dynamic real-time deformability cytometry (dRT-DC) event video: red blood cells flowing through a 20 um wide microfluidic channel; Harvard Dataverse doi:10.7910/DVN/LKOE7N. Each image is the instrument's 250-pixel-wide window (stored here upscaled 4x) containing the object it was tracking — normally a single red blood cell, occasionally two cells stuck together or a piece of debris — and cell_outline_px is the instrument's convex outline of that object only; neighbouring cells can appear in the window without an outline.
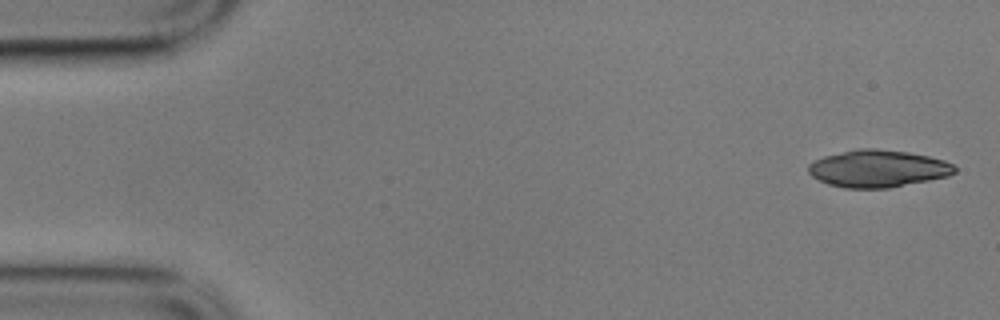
{"species": "common noctule bat (a hibernating species)", "species_latin": "Nyctalus noctula", "temperature_condition": "cold", "stored_images_in_passage": 5, "camera_frame_rate_fps": 3000, "um_per_image_px": 0.085, "animal": {"sex": "male", "body_mass_g": 17.9}, "frame": {"image": 1, "passage_image": 1, "time_ms": 0.0, "image_size_px": [1000, 320], "cell_outline_px": [[956, 172], [948, 176], [888, 188], [844, 188], [828, 184], [812, 176], [808, 172], [808, 164], [824, 156], [856, 148], [876, 148], [908, 152], [928, 156], [944, 160], [952, 164], [956, 168]], "centroid_in_image_um": [74.61, 14.32], "position_along_channel_um": 10.4, "area_um2": 31.67}}